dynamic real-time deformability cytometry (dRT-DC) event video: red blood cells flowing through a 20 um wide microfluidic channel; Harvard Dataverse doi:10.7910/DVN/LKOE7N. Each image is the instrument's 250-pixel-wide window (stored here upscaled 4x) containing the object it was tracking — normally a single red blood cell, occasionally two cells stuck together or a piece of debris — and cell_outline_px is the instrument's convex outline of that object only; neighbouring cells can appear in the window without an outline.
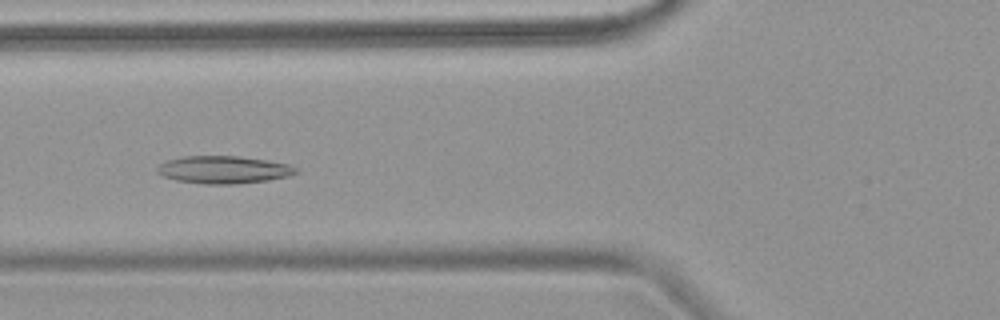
{"species": "common noctule bat (a hibernating species)", "species_latin": "Nyctalus noctula", "temperature_condition": "warm", "stored_images_in_passage": 8, "camera_frame_rate_fps": 3000, "um_per_image_px": 0.085, "animal": {"sex": "female", "body_mass_g": 18.4}, "frame": {"image": 1, "passage_image": 6, "time_ms": 6.0, "image_size_px": [1000, 320], "cell_outline_px": [[300, 172], [288, 176], [268, 180], [236, 184], [204, 184], [176, 180], [164, 176], [156, 172], [156, 168], [160, 164], [168, 160], [184, 156], [240, 156], [268, 160], [288, 164], [300, 168]], "centroid_in_image_um": [19.05, 14.42], "position_along_channel_um": 106.8, "area_um2": 22.43}}
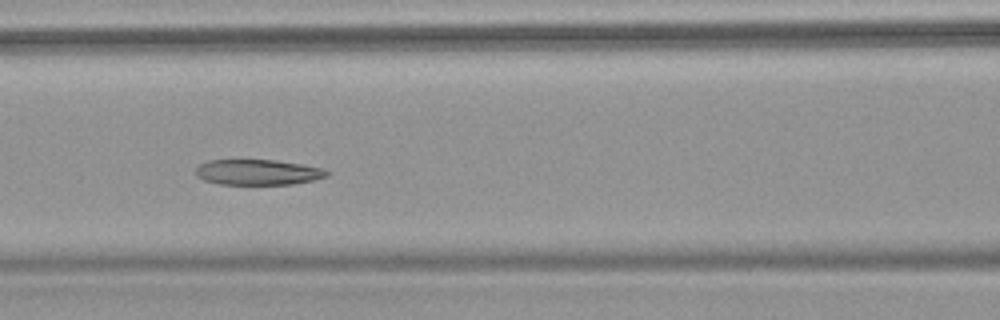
{"frame": {"image": 2, "passage_image": 7, "time_ms": 7.0, "image_size_px": [1000, 320], "cell_outline_px": [[332, 172], [328, 176], [312, 180], [292, 184], [220, 184], [204, 180], [196, 176], [196, 168], [200, 164], [208, 160], [276, 160], [324, 168]], "centroid_in_image_um": [21.94, 14.63], "position_along_channel_um": 144.7, "area_um2": 19.48}}
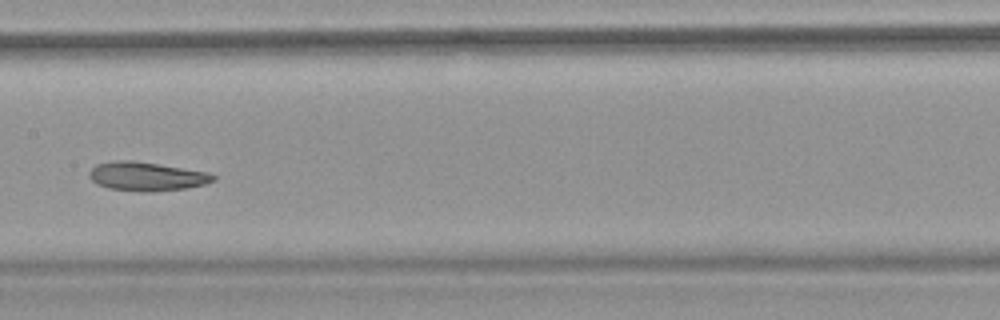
{"frame": {"image": 3, "passage_image": 8, "time_ms": 8.333, "image_size_px": [1000, 320], "cell_outline_px": [[216, 180], [204, 184], [184, 188], [152, 192], [144, 192], [108, 188], [96, 184], [88, 176], [88, 172], [96, 164], [116, 160], [132, 160], [208, 172], [216, 176]], "centroid_in_image_um": [12.43, 14.99], "position_along_channel_um": 195.0, "area_um2": 20.81}}